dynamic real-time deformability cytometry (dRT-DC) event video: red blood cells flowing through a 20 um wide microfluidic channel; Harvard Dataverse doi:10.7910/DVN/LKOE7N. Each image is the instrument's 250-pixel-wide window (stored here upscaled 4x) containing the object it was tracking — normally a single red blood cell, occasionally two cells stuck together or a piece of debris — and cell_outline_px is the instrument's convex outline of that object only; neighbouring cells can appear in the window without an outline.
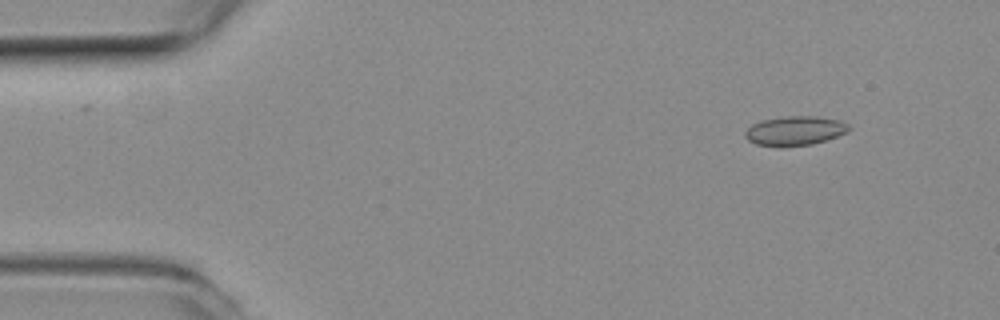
{"species": "common noctule bat (a hibernating species)", "species_latin": "Nyctalus noctula", "temperature_condition": "room temperature", "stored_images_in_passage": 55, "camera_frame_rate_fps": 3000, "um_per_image_px": 0.085, "animal": {"sex": "female", "body_mass_g": 19.3, "forearm_length_mm": 54.1}, "frame": {"image": 1, "passage_image": 6, "time_ms": 1.667, "image_size_px": [1000, 320], "cell_outline_px": [[852, 128], [848, 132], [828, 140], [812, 144], [784, 148], [776, 148], [756, 144], [748, 140], [744, 136], [744, 132], [752, 124], [760, 120], [784, 116], [816, 116], [840, 120], [848, 124]], "centroid_in_image_um": [67.56, 11.14], "position_along_channel_um": 17.4, "area_um2": 18.32}}
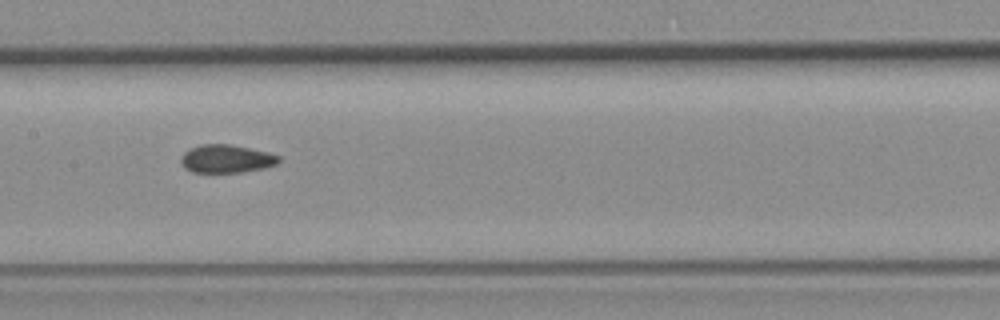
{"frame": {"image": 2, "passage_image": 27, "time_ms": 8.667, "image_size_px": [1000, 320], "cell_outline_px": [[280, 160], [276, 164], [264, 168], [244, 172], [192, 172], [184, 168], [180, 160], [180, 156], [184, 152], [200, 144], [232, 144], [268, 152], [280, 156]], "centroid_in_image_um": [19.24, 13.49], "position_along_channel_um": 188.2, "area_um2": 16.13}}
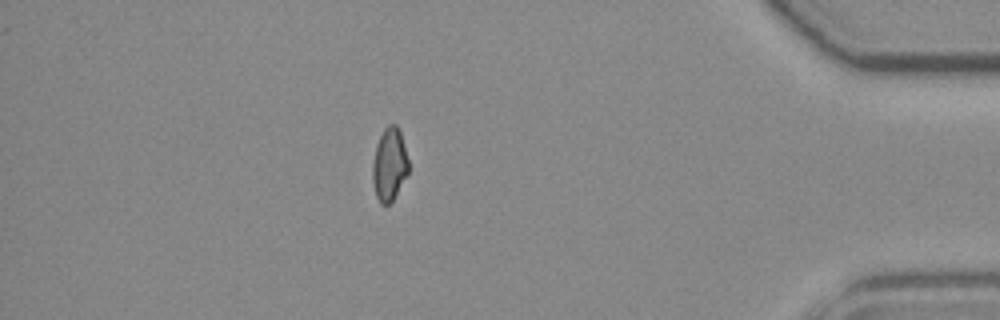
{"frame": {"image": 3, "passage_image": 48, "time_ms": 15.667, "image_size_px": [1000, 320], "cell_outline_px": [[408, 172], [392, 200], [388, 204], [380, 204], [376, 196], [372, 180], [372, 164], [376, 144], [384, 128], [388, 124], [396, 124], [400, 132], [408, 160]], "centroid_in_image_um": [33.07, 13.96], "position_along_channel_um": 402.1, "area_um2": 15.09}, "authors_computed_cell_mechanics": {"area_um2": 16.473, "velocity_mm_per_s": 3.725, "shape_relaxation_time_tau1_ms": null, "shape_relaxation_time_tau2_ms": 2.8854, "deformation_change_tau1": null, "deformation_change_tau2": 0.0687}}